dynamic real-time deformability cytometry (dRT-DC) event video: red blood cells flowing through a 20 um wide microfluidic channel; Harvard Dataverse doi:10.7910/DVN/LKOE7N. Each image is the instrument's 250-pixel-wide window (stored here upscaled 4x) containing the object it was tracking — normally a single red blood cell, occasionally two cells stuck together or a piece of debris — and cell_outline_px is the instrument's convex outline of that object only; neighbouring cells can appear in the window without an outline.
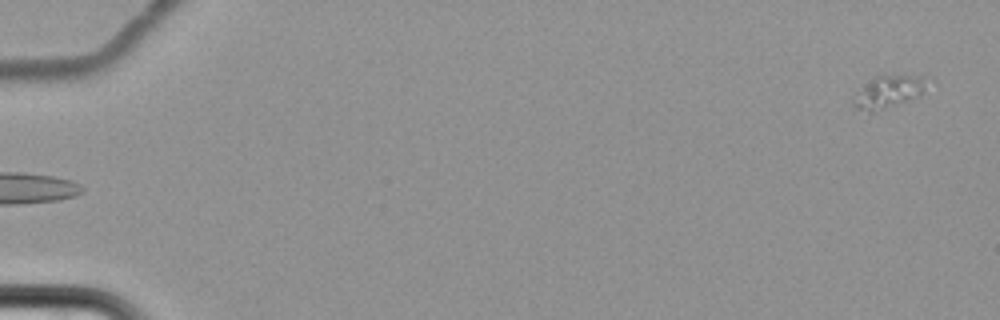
{"species": "common noctule bat (a hibernating species)", "species_latin": "Nyctalus noctula", "temperature_condition": "cold", "stored_images_in_passage": 6, "camera_frame_rate_fps": 3000, "um_per_image_px": 0.085, "animal": {"sex": "female", "body_mass_g": 22.7, "forearm_length_mm": 54.2}, "frame": {"image": 1, "passage_image": 6, "time_ms": 6.667, "image_size_px": [1000, 320], "cell_outline_px": [[924, 92], [916, 96], [872, 112], [868, 112], [856, 108], [852, 104], [852, 100], [876, 76], [920, 76], [924, 88]], "centroid_in_image_um": [75.45, 7.83], "position_along_channel_um": 9.5, "area_um2": 12.54}}